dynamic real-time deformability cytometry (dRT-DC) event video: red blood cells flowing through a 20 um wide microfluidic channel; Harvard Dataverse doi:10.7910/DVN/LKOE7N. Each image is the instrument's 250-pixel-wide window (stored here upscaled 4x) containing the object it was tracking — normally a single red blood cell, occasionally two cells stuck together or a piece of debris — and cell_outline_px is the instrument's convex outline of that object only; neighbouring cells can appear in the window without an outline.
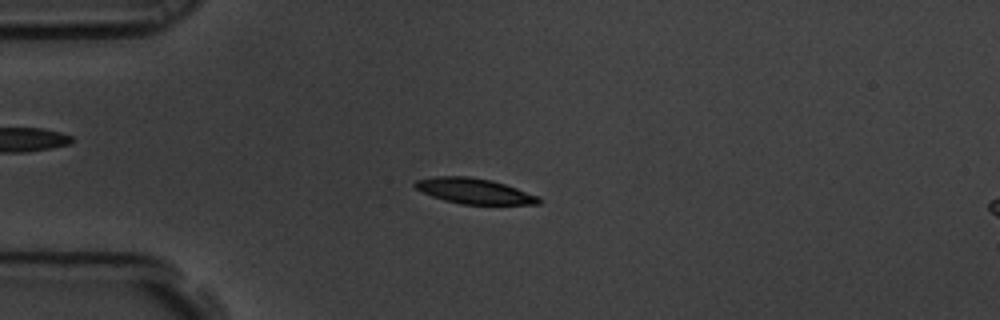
{"species": "common noctule bat (a hibernating species)", "species_latin": "Nyctalus noctula", "temperature_condition": "room temperature", "stored_images_in_passage": 6, "camera_frame_rate_fps": 3000, "um_per_image_px": 0.085, "animal": {"sex": "male", "body_mass_g": 19.5, "forearm_length_mm": 54.6}, "frame": {"image": 1, "passage_image": 3, "time_ms": 0.667, "image_size_px": [1000, 320], "cell_outline_px": [[540, 204], [460, 204], [444, 200], [432, 196], [416, 188], [412, 184], [416, 180], [436, 176], [468, 176], [492, 180], [516, 188], [536, 196], [540, 200]], "centroid_in_image_um": [40.26, 16.23], "position_along_channel_um": 44.7, "area_um2": 18.09}}
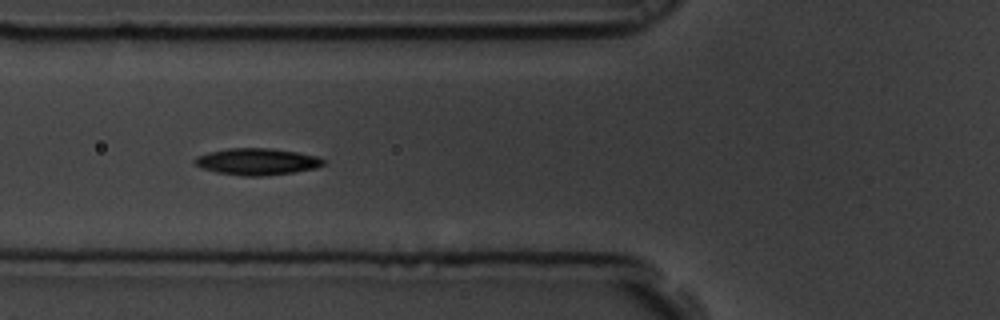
{"frame": {"image": 2, "passage_image": 5, "time_ms": 1.333, "image_size_px": [1000, 320], "cell_outline_px": [[328, 160], [324, 164], [316, 168], [292, 172], [260, 176], [244, 176], [216, 172], [200, 168], [192, 160], [196, 156], [208, 152], [228, 148], [272, 148], [296, 152], [316, 156]], "centroid_in_image_um": [21.82, 13.73], "position_along_channel_um": 104.0, "area_um2": 20.06}}
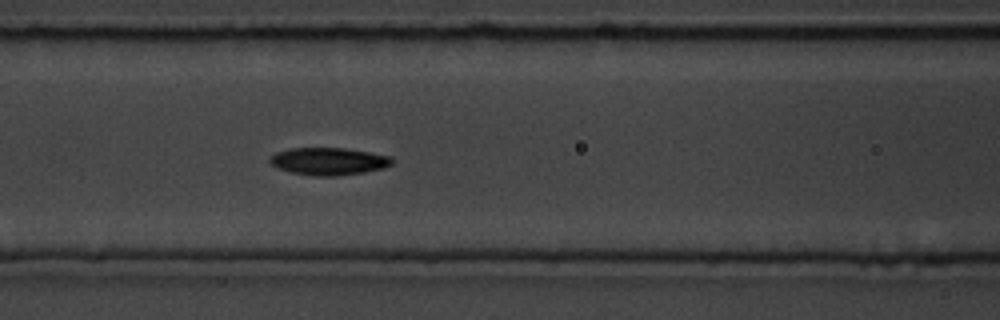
{"frame": {"image": 3, "passage_image": 6, "time_ms": 1.667, "image_size_px": [1000, 320], "cell_outline_px": [[392, 164], [384, 168], [364, 172], [336, 176], [316, 176], [292, 172], [276, 168], [268, 160], [276, 152], [292, 148], [344, 148], [392, 156]], "centroid_in_image_um": [27.94, 13.71], "position_along_channel_um": 138.7, "area_um2": 19.42}}